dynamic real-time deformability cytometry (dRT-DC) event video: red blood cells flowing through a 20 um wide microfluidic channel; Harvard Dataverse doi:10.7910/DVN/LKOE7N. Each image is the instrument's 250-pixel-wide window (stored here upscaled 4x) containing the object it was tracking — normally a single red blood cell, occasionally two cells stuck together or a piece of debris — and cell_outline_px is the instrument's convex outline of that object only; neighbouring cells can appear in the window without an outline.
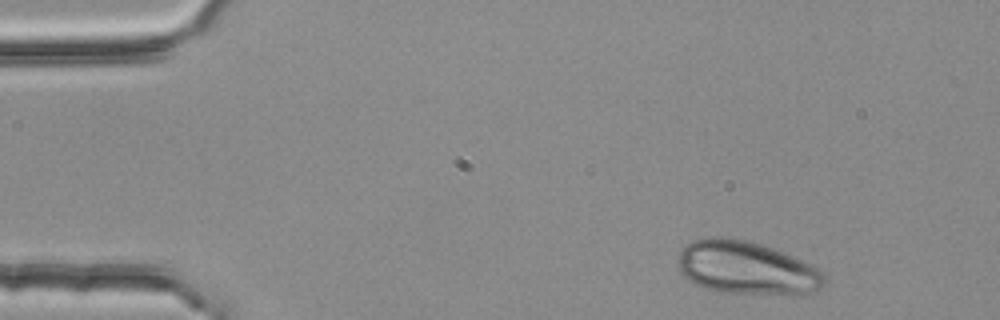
{"species": "common noctule bat (a hibernating species)", "species_latin": "Nyctalus noctula", "temperature_condition": "room temperature", "stored_images_in_passage": 4, "camera_frame_rate_fps": 3000, "um_per_image_px": 0.085, "animal": {"sex": "female", "body_mass_g": 25.1}, "frame": {"image": 1, "passage_image": 1, "time_ms": 0.0, "image_size_px": [1000, 320], "cell_outline_px": [[824, 288], [816, 292], [800, 296], [720, 292], [704, 288], [688, 280], [676, 268], [676, 260], [680, 248], [684, 244], [692, 240], [708, 236], [744, 240], [764, 244], [804, 260], [812, 264], [824, 276]], "centroid_in_image_um": [63.45, 22.79], "position_along_channel_um": 21.6, "area_um2": 46.59}}